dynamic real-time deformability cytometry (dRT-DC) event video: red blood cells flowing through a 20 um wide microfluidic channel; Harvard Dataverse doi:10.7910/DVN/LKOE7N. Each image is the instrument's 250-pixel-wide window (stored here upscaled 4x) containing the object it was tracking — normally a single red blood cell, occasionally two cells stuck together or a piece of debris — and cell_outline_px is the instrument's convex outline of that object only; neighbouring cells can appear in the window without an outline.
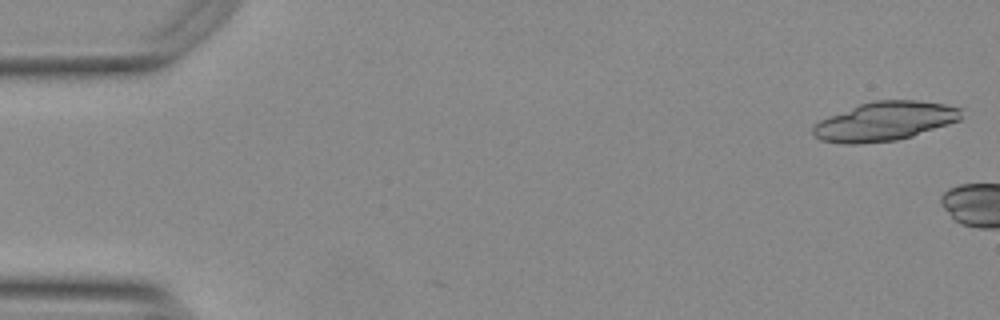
{"species": "Egyptian fruit bat (a non-hibernating species)", "species_latin": "Rousettus aegyptiacus", "temperature_condition": "warm", "stored_images_in_passage": 4, "camera_frame_rate_fps": 3000, "um_per_image_px": 0.085, "animal": {"sex": "female"}, "frame": {"image": 1, "passage_image": 2, "time_ms": 0.333, "image_size_px": [1000, 320], "cell_outline_px": [[964, 108], [960, 120], [912, 136], [896, 140], [856, 144], [848, 144], [820, 140], [812, 132], [812, 128], [820, 120], [860, 104], [876, 100], [916, 100], [944, 104]], "centroid_in_image_um": [75.24, 10.3], "position_along_channel_um": 9.8, "area_um2": 33.41}}